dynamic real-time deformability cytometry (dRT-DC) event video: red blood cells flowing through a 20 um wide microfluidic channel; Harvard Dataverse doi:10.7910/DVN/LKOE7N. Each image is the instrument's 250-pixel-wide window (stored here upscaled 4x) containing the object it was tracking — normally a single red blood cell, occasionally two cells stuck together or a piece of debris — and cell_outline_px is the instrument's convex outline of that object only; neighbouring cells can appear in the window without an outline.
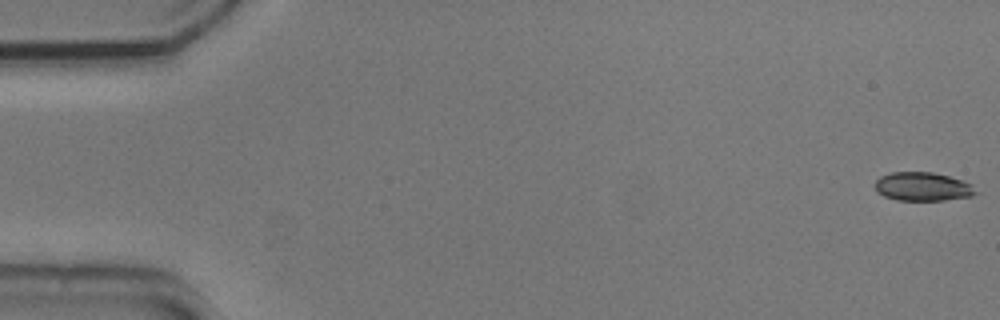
{"species": "common noctule bat (a hibernating species)", "species_latin": "Nyctalus noctula", "temperature_condition": "cold", "stored_images_in_passage": 55, "camera_frame_rate_fps": 3000, "um_per_image_px": 0.085, "animal": {"sex": "male", "body_mass_g": 20.5, "forearm_length_mm": 52.5}, "frame": {"image": 1, "passage_image": 1, "time_ms": 0.0, "image_size_px": [1000, 320], "cell_outline_px": [[980, 192], [972, 196], [944, 200], [896, 200], [884, 196], [876, 192], [876, 180], [880, 176], [892, 172], [932, 172], [948, 176], [972, 184]], "centroid_in_image_um": [78.45, 15.87], "position_along_channel_um": 6.6, "area_um2": 16.88}}
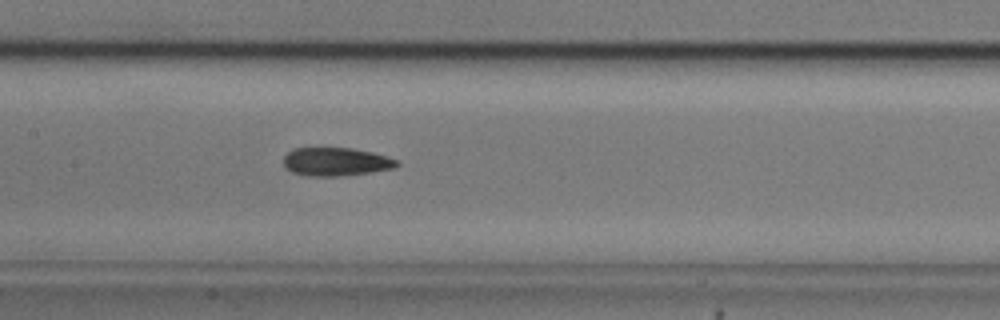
{"frame": {"image": 2, "passage_image": 27, "time_ms": 8.667, "image_size_px": [1000, 320], "cell_outline_px": [[400, 164], [392, 168], [372, 172], [336, 176], [304, 176], [292, 172], [284, 168], [284, 156], [292, 148], [352, 148], [372, 152], [388, 156], [400, 160]], "centroid_in_image_um": [28.55, 13.74], "position_along_channel_um": 178.9, "area_um2": 18.9}}
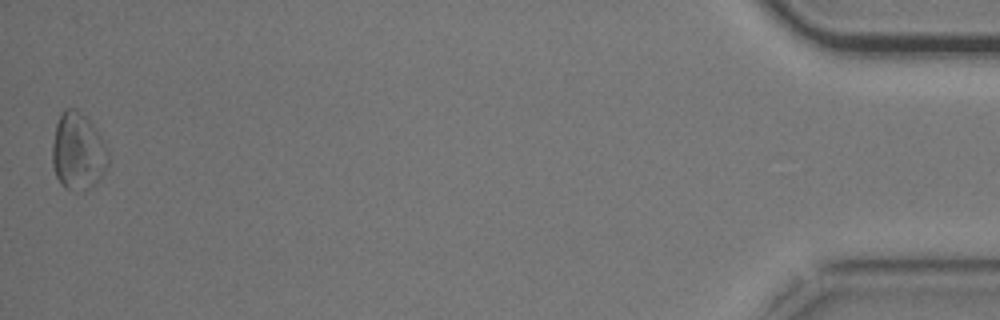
{"frame": {"image": 3, "passage_image": 55, "time_ms": 18.0, "image_size_px": [1000, 320], "cell_outline_px": [[108, 168], [84, 192], [76, 192], [64, 188], [60, 184], [56, 176], [52, 164], [52, 144], [56, 124], [64, 108], [76, 108], [96, 128], [104, 140], [108, 152]], "centroid_in_image_um": [6.61, 12.89], "position_along_channel_um": 428.6, "area_um2": 25.32}, "authors_computed_cell_mechanics": {"area_um2": 18.9006, "velocity_mm_per_s": 3.6858, "shape_relaxation_time_tau1_ms": 3.2609, "shape_relaxation_time_tau2_ms": 2.8702, "deformation_change_tau1": 0.1178, "deformation_change_tau2": 0.1048}}